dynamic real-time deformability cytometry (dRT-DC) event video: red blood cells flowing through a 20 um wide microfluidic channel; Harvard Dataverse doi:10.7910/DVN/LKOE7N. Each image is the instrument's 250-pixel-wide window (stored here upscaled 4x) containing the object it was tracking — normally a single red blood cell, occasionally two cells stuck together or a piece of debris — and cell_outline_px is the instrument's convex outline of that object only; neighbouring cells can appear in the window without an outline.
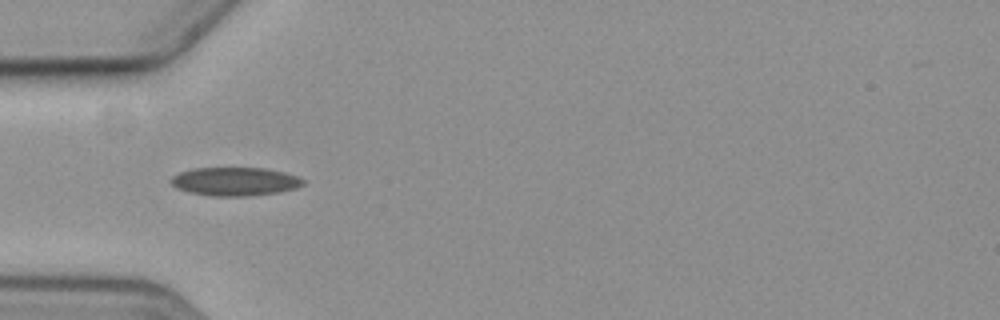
{"species": "common noctule bat (a hibernating species)", "species_latin": "Nyctalus noctula", "temperature_condition": "cold", "stored_images_in_passage": 6, "camera_frame_rate_fps": 3000, "um_per_image_px": 0.085, "animal": {"sex": "female", "body_mass_g": 19.3, "forearm_length_mm": 54.1}, "frame": {"image": 1, "passage_image": 4, "time_ms": 4.333, "image_size_px": [1000, 320], "cell_outline_px": [[304, 184], [296, 188], [280, 192], [248, 196], [212, 196], [188, 192], [176, 188], [168, 180], [172, 176], [180, 172], [192, 168], [264, 168], [284, 172], [300, 176], [304, 180]], "centroid_in_image_um": [19.97, 15.43], "position_along_channel_um": 65.0, "area_um2": 22.14}}
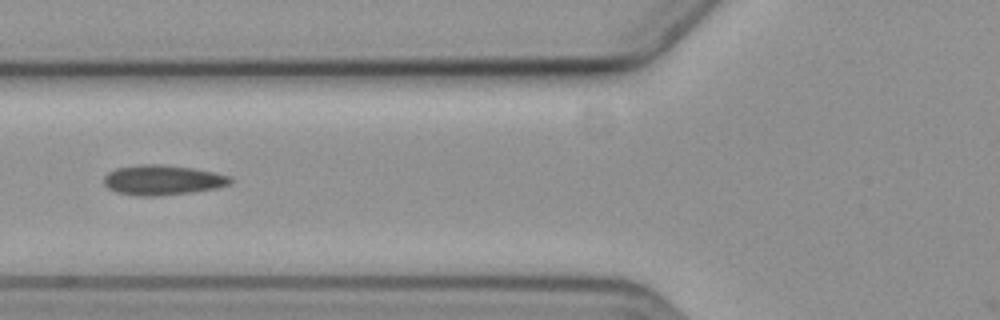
{"frame": {"image": 2, "passage_image": 5, "time_ms": 5.667, "image_size_px": [1000, 320], "cell_outline_px": [[232, 184], [216, 188], [192, 192], [156, 196], [140, 196], [116, 192], [108, 188], [104, 184], [104, 176], [108, 172], [116, 168], [140, 164], [164, 164], [192, 168], [232, 176]], "centroid_in_image_um": [13.82, 15.3], "position_along_channel_um": 112.0, "area_um2": 22.2}}
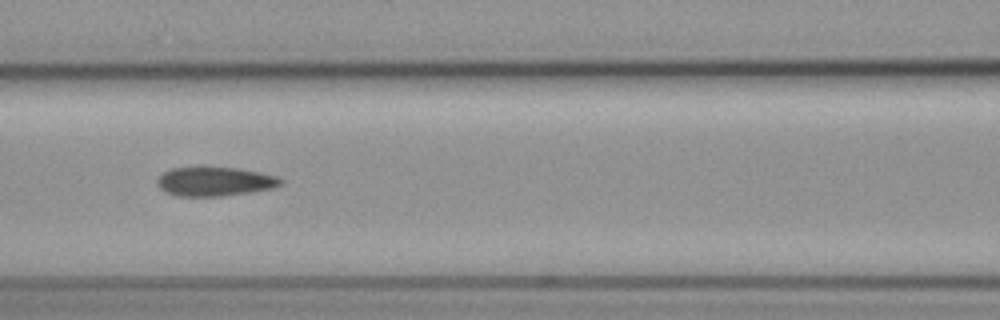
{"frame": {"image": 3, "passage_image": 6, "time_ms": 6.667, "image_size_px": [1000, 320], "cell_outline_px": [[284, 184], [272, 188], [248, 192], [220, 196], [180, 196], [168, 192], [160, 188], [156, 184], [156, 180], [164, 172], [172, 168], [200, 164], [236, 168], [260, 172], [276, 176], [284, 180]], "centroid_in_image_um": [18.24, 15.38], "position_along_channel_um": 148.4, "area_um2": 21.5}}